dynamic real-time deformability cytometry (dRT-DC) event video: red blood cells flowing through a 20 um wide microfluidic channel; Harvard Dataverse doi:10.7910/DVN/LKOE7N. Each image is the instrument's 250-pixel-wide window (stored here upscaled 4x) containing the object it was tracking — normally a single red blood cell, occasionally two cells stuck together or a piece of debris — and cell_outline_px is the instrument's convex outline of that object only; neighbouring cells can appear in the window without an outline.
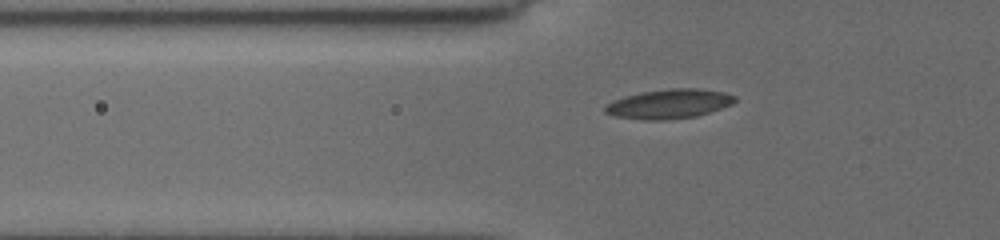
{"species": "common noctule bat (a hibernating species)", "species_latin": "Nyctalus noctula", "temperature_condition": "cold", "stored_images_in_passage": 19, "camera_frame_rate_fps": 3000, "um_per_image_px": 0.085, "animal": {"sex": "female", "body_mass_g": 19.5, "forearm_length_mm": 54.1}, "frame": {"image": 1, "passage_image": 13, "time_ms": 2.333, "image_size_px": [1000, 240], "cell_outline_px": [[736, 100], [732, 104], [696, 116], [664, 120], [644, 120], [616, 116], [604, 112], [604, 108], [612, 100], [624, 96], [640, 92], [672, 88], [696, 88], [724, 92], [736, 96]], "centroid_in_image_um": [56.85, 8.82], "position_along_channel_um": 68.9, "area_um2": 22.14}}
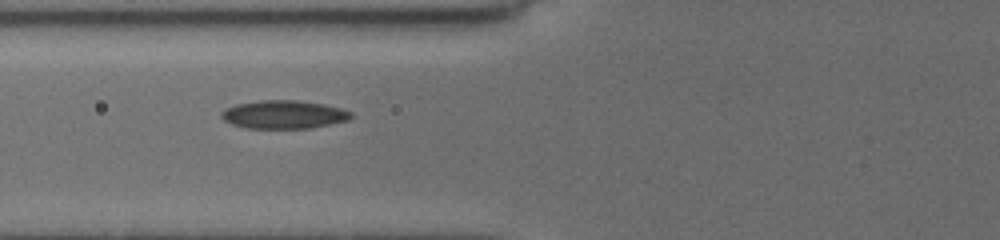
{"frame": {"image": 2, "passage_image": 18, "time_ms": 3.333, "image_size_px": [1000, 240], "cell_outline_px": [[352, 116], [348, 120], [308, 128], [248, 128], [232, 124], [224, 120], [220, 116], [228, 108], [236, 104], [260, 100], [300, 100], [324, 104], [340, 108], [352, 112]], "centroid_in_image_um": [24.14, 9.72], "position_along_channel_um": 101.7, "area_um2": 21.1}}